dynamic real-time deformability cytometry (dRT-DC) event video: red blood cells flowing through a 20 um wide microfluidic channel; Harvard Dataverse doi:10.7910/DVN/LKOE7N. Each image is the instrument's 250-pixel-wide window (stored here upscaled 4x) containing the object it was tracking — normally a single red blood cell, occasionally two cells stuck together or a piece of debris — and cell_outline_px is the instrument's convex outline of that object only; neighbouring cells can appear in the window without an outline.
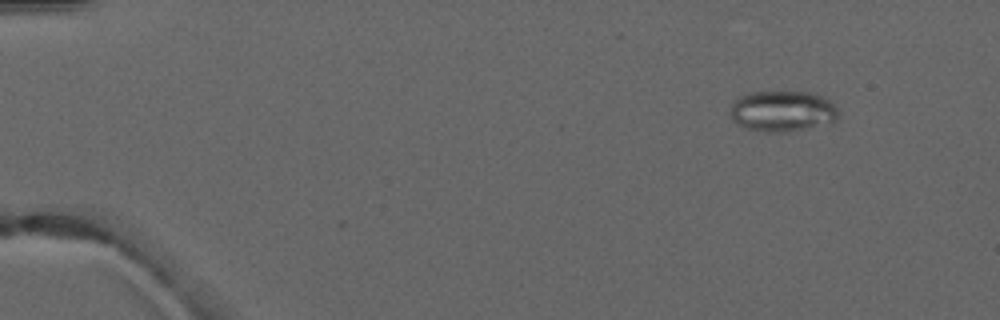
{"species": "common noctule bat (a hibernating species)", "species_latin": "Nyctalus noctula", "temperature_condition": "warm", "stored_images_in_passage": 4, "camera_frame_rate_fps": 3000, "um_per_image_px": 0.085, "animal": {"sex": "male", "forearm_length_mm": 52.5}, "frame": {"image": 1, "passage_image": 1, "time_ms": 0.0, "image_size_px": [1000, 320], "cell_outline_px": [[836, 120], [832, 124], [784, 132], [764, 132], [748, 128], [736, 124], [732, 120], [728, 112], [732, 100], [748, 92], [812, 92], [828, 100], [836, 108]], "centroid_in_image_um": [66.44, 9.45], "position_along_channel_um": 18.6, "area_um2": 26.01}}